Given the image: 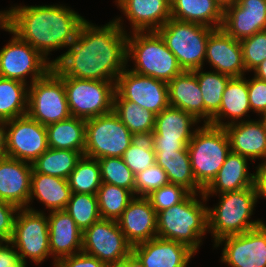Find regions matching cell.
<instances>
[{"mask_svg":"<svg viewBox=\"0 0 266 267\" xmlns=\"http://www.w3.org/2000/svg\"><path fill=\"white\" fill-rule=\"evenodd\" d=\"M122 17L96 26L85 20L69 49L50 60L59 76L116 82L127 62V39Z\"/></svg>","mask_w":266,"mask_h":267,"instance_id":"obj_1","label":"cell"},{"mask_svg":"<svg viewBox=\"0 0 266 267\" xmlns=\"http://www.w3.org/2000/svg\"><path fill=\"white\" fill-rule=\"evenodd\" d=\"M86 19L68 6H11L3 11V23L46 59L52 51L68 48Z\"/></svg>","mask_w":266,"mask_h":267,"instance_id":"obj_2","label":"cell"},{"mask_svg":"<svg viewBox=\"0 0 266 267\" xmlns=\"http://www.w3.org/2000/svg\"><path fill=\"white\" fill-rule=\"evenodd\" d=\"M197 196L190 193L181 203L157 213V236L186 244L196 253L208 233V200L203 193L202 202Z\"/></svg>","mask_w":266,"mask_h":267,"instance_id":"obj_3","label":"cell"},{"mask_svg":"<svg viewBox=\"0 0 266 267\" xmlns=\"http://www.w3.org/2000/svg\"><path fill=\"white\" fill-rule=\"evenodd\" d=\"M129 33L127 62L132 60L134 63V67L130 69L131 71L166 83H169L183 71L177 62L176 56L167 48L157 31Z\"/></svg>","mask_w":266,"mask_h":267,"instance_id":"obj_4","label":"cell"},{"mask_svg":"<svg viewBox=\"0 0 266 267\" xmlns=\"http://www.w3.org/2000/svg\"><path fill=\"white\" fill-rule=\"evenodd\" d=\"M219 202L208 208V232L214 243L226 236L242 234L259 227L263 220H252L257 197L254 186L216 194ZM251 220V221H250Z\"/></svg>","mask_w":266,"mask_h":267,"instance_id":"obj_5","label":"cell"},{"mask_svg":"<svg viewBox=\"0 0 266 267\" xmlns=\"http://www.w3.org/2000/svg\"><path fill=\"white\" fill-rule=\"evenodd\" d=\"M196 183L204 190L216 177L231 152L224 127L203 124L187 145Z\"/></svg>","mask_w":266,"mask_h":267,"instance_id":"obj_6","label":"cell"},{"mask_svg":"<svg viewBox=\"0 0 266 267\" xmlns=\"http://www.w3.org/2000/svg\"><path fill=\"white\" fill-rule=\"evenodd\" d=\"M213 28L208 26L169 19L157 32L167 48L176 56L179 66L186 71L203 68L206 46Z\"/></svg>","mask_w":266,"mask_h":267,"instance_id":"obj_7","label":"cell"},{"mask_svg":"<svg viewBox=\"0 0 266 267\" xmlns=\"http://www.w3.org/2000/svg\"><path fill=\"white\" fill-rule=\"evenodd\" d=\"M60 77L71 116L87 120L113 111L115 82Z\"/></svg>","mask_w":266,"mask_h":267,"instance_id":"obj_8","label":"cell"},{"mask_svg":"<svg viewBox=\"0 0 266 267\" xmlns=\"http://www.w3.org/2000/svg\"><path fill=\"white\" fill-rule=\"evenodd\" d=\"M10 243L27 267L26 258L37 265L51 256L49 249L48 217L32 207L18 209Z\"/></svg>","mask_w":266,"mask_h":267,"instance_id":"obj_9","label":"cell"},{"mask_svg":"<svg viewBox=\"0 0 266 267\" xmlns=\"http://www.w3.org/2000/svg\"><path fill=\"white\" fill-rule=\"evenodd\" d=\"M135 139L114 111L90 118L86 120L84 156L122 157Z\"/></svg>","mask_w":266,"mask_h":267,"instance_id":"obj_10","label":"cell"},{"mask_svg":"<svg viewBox=\"0 0 266 267\" xmlns=\"http://www.w3.org/2000/svg\"><path fill=\"white\" fill-rule=\"evenodd\" d=\"M27 115L44 126L71 117L63 79L53 69L28 86Z\"/></svg>","mask_w":266,"mask_h":267,"instance_id":"obj_11","label":"cell"},{"mask_svg":"<svg viewBox=\"0 0 266 267\" xmlns=\"http://www.w3.org/2000/svg\"><path fill=\"white\" fill-rule=\"evenodd\" d=\"M0 28L13 34L11 40L0 49V77L30 84L44 77L53 67L39 51L29 43L22 41L4 23Z\"/></svg>","mask_w":266,"mask_h":267,"instance_id":"obj_12","label":"cell"},{"mask_svg":"<svg viewBox=\"0 0 266 267\" xmlns=\"http://www.w3.org/2000/svg\"><path fill=\"white\" fill-rule=\"evenodd\" d=\"M82 251L111 265L126 258L132 252V245L117 221L100 219L83 231Z\"/></svg>","mask_w":266,"mask_h":267,"instance_id":"obj_13","label":"cell"},{"mask_svg":"<svg viewBox=\"0 0 266 267\" xmlns=\"http://www.w3.org/2000/svg\"><path fill=\"white\" fill-rule=\"evenodd\" d=\"M6 156L32 164L48 148L46 127L27 114L6 121Z\"/></svg>","mask_w":266,"mask_h":267,"instance_id":"obj_14","label":"cell"},{"mask_svg":"<svg viewBox=\"0 0 266 267\" xmlns=\"http://www.w3.org/2000/svg\"><path fill=\"white\" fill-rule=\"evenodd\" d=\"M114 99L135 102L156 115L169 106L167 83L124 69L115 82Z\"/></svg>","mask_w":266,"mask_h":267,"instance_id":"obj_15","label":"cell"},{"mask_svg":"<svg viewBox=\"0 0 266 267\" xmlns=\"http://www.w3.org/2000/svg\"><path fill=\"white\" fill-rule=\"evenodd\" d=\"M224 244L221 262L229 267H266V224L242 234L226 236L213 243Z\"/></svg>","mask_w":266,"mask_h":267,"instance_id":"obj_16","label":"cell"},{"mask_svg":"<svg viewBox=\"0 0 266 267\" xmlns=\"http://www.w3.org/2000/svg\"><path fill=\"white\" fill-rule=\"evenodd\" d=\"M221 28L238 41L266 30V0H236L227 5Z\"/></svg>","mask_w":266,"mask_h":267,"instance_id":"obj_17","label":"cell"},{"mask_svg":"<svg viewBox=\"0 0 266 267\" xmlns=\"http://www.w3.org/2000/svg\"><path fill=\"white\" fill-rule=\"evenodd\" d=\"M215 72L232 77L245 76L240 41L228 35L222 28L214 29L208 37L205 62Z\"/></svg>","mask_w":266,"mask_h":267,"instance_id":"obj_18","label":"cell"},{"mask_svg":"<svg viewBox=\"0 0 266 267\" xmlns=\"http://www.w3.org/2000/svg\"><path fill=\"white\" fill-rule=\"evenodd\" d=\"M132 252L145 267H187L196 254L186 244L158 236L132 246Z\"/></svg>","mask_w":266,"mask_h":267,"instance_id":"obj_19","label":"cell"},{"mask_svg":"<svg viewBox=\"0 0 266 267\" xmlns=\"http://www.w3.org/2000/svg\"><path fill=\"white\" fill-rule=\"evenodd\" d=\"M32 164L11 158L0 157V200L27 208L30 198Z\"/></svg>","mask_w":266,"mask_h":267,"instance_id":"obj_20","label":"cell"},{"mask_svg":"<svg viewBox=\"0 0 266 267\" xmlns=\"http://www.w3.org/2000/svg\"><path fill=\"white\" fill-rule=\"evenodd\" d=\"M117 222L132 246L157 236V213L147 197L135 196Z\"/></svg>","mask_w":266,"mask_h":267,"instance_id":"obj_21","label":"cell"},{"mask_svg":"<svg viewBox=\"0 0 266 267\" xmlns=\"http://www.w3.org/2000/svg\"><path fill=\"white\" fill-rule=\"evenodd\" d=\"M48 214L49 249L55 267L59 259L82 251L83 231L66 210L50 211Z\"/></svg>","mask_w":266,"mask_h":267,"instance_id":"obj_22","label":"cell"},{"mask_svg":"<svg viewBox=\"0 0 266 267\" xmlns=\"http://www.w3.org/2000/svg\"><path fill=\"white\" fill-rule=\"evenodd\" d=\"M132 31H157L171 19L170 0H115Z\"/></svg>","mask_w":266,"mask_h":267,"instance_id":"obj_23","label":"cell"},{"mask_svg":"<svg viewBox=\"0 0 266 267\" xmlns=\"http://www.w3.org/2000/svg\"><path fill=\"white\" fill-rule=\"evenodd\" d=\"M231 152L247 157L250 162H266V127L259 120L248 119L224 127Z\"/></svg>","mask_w":266,"mask_h":267,"instance_id":"obj_24","label":"cell"},{"mask_svg":"<svg viewBox=\"0 0 266 267\" xmlns=\"http://www.w3.org/2000/svg\"><path fill=\"white\" fill-rule=\"evenodd\" d=\"M247 157L230 152L213 181L203 190L208 198L214 194L239 191L254 186V173L248 171Z\"/></svg>","mask_w":266,"mask_h":267,"instance_id":"obj_25","label":"cell"},{"mask_svg":"<svg viewBox=\"0 0 266 267\" xmlns=\"http://www.w3.org/2000/svg\"><path fill=\"white\" fill-rule=\"evenodd\" d=\"M249 112H251V108L248 100V80L244 76L232 77L223 92L220 109L212 117L209 124L216 127H225L245 121L243 116H249L247 115ZM226 118L228 121L223 122L222 120L225 119L226 121Z\"/></svg>","mask_w":266,"mask_h":267,"instance_id":"obj_26","label":"cell"},{"mask_svg":"<svg viewBox=\"0 0 266 267\" xmlns=\"http://www.w3.org/2000/svg\"><path fill=\"white\" fill-rule=\"evenodd\" d=\"M167 86L169 106L192 114L200 122L204 120V103L194 70H183Z\"/></svg>","mask_w":266,"mask_h":267,"instance_id":"obj_27","label":"cell"},{"mask_svg":"<svg viewBox=\"0 0 266 267\" xmlns=\"http://www.w3.org/2000/svg\"><path fill=\"white\" fill-rule=\"evenodd\" d=\"M171 18L219 29L224 8L216 0H170Z\"/></svg>","mask_w":266,"mask_h":267,"instance_id":"obj_28","label":"cell"},{"mask_svg":"<svg viewBox=\"0 0 266 267\" xmlns=\"http://www.w3.org/2000/svg\"><path fill=\"white\" fill-rule=\"evenodd\" d=\"M71 194L68 179L32 173L28 207L36 197L49 211L65 210Z\"/></svg>","mask_w":266,"mask_h":267,"instance_id":"obj_29","label":"cell"},{"mask_svg":"<svg viewBox=\"0 0 266 267\" xmlns=\"http://www.w3.org/2000/svg\"><path fill=\"white\" fill-rule=\"evenodd\" d=\"M200 123L192 114L168 106L156 115L150 139L191 140ZM196 126V129L193 127ZM192 128V129H191Z\"/></svg>","mask_w":266,"mask_h":267,"instance_id":"obj_30","label":"cell"},{"mask_svg":"<svg viewBox=\"0 0 266 267\" xmlns=\"http://www.w3.org/2000/svg\"><path fill=\"white\" fill-rule=\"evenodd\" d=\"M46 127L49 148L74 150L84 155L86 120L78 117L49 124Z\"/></svg>","mask_w":266,"mask_h":267,"instance_id":"obj_31","label":"cell"},{"mask_svg":"<svg viewBox=\"0 0 266 267\" xmlns=\"http://www.w3.org/2000/svg\"><path fill=\"white\" fill-rule=\"evenodd\" d=\"M156 163L166 172L169 183L185 187L200 195L203 189L196 183L188 150L155 151Z\"/></svg>","mask_w":266,"mask_h":267,"instance_id":"obj_32","label":"cell"},{"mask_svg":"<svg viewBox=\"0 0 266 267\" xmlns=\"http://www.w3.org/2000/svg\"><path fill=\"white\" fill-rule=\"evenodd\" d=\"M114 113L136 138H149L155 128L156 114L125 99H114Z\"/></svg>","mask_w":266,"mask_h":267,"instance_id":"obj_33","label":"cell"},{"mask_svg":"<svg viewBox=\"0 0 266 267\" xmlns=\"http://www.w3.org/2000/svg\"><path fill=\"white\" fill-rule=\"evenodd\" d=\"M202 70L203 68L195 69L194 74L197 77L204 103L203 123L209 124L220 109L223 92L231 77L214 70L208 72Z\"/></svg>","mask_w":266,"mask_h":267,"instance_id":"obj_34","label":"cell"},{"mask_svg":"<svg viewBox=\"0 0 266 267\" xmlns=\"http://www.w3.org/2000/svg\"><path fill=\"white\" fill-rule=\"evenodd\" d=\"M28 86L29 83L0 77V120L27 114Z\"/></svg>","mask_w":266,"mask_h":267,"instance_id":"obj_35","label":"cell"},{"mask_svg":"<svg viewBox=\"0 0 266 267\" xmlns=\"http://www.w3.org/2000/svg\"><path fill=\"white\" fill-rule=\"evenodd\" d=\"M81 157L82 154L74 150L48 148L32 163V173L68 179Z\"/></svg>","mask_w":266,"mask_h":267,"instance_id":"obj_36","label":"cell"},{"mask_svg":"<svg viewBox=\"0 0 266 267\" xmlns=\"http://www.w3.org/2000/svg\"><path fill=\"white\" fill-rule=\"evenodd\" d=\"M68 183L72 193L97 195L102 184L98 160L82 155L70 173Z\"/></svg>","mask_w":266,"mask_h":267,"instance_id":"obj_37","label":"cell"},{"mask_svg":"<svg viewBox=\"0 0 266 267\" xmlns=\"http://www.w3.org/2000/svg\"><path fill=\"white\" fill-rule=\"evenodd\" d=\"M135 195L122 187L102 183L97 192L101 219L117 221Z\"/></svg>","mask_w":266,"mask_h":267,"instance_id":"obj_38","label":"cell"},{"mask_svg":"<svg viewBox=\"0 0 266 267\" xmlns=\"http://www.w3.org/2000/svg\"><path fill=\"white\" fill-rule=\"evenodd\" d=\"M65 210L82 231L101 219L97 195L72 193Z\"/></svg>","mask_w":266,"mask_h":267,"instance_id":"obj_39","label":"cell"},{"mask_svg":"<svg viewBox=\"0 0 266 267\" xmlns=\"http://www.w3.org/2000/svg\"><path fill=\"white\" fill-rule=\"evenodd\" d=\"M100 165L102 183L125 188L135 195V174L125 164L122 157L97 159Z\"/></svg>","mask_w":266,"mask_h":267,"instance_id":"obj_40","label":"cell"},{"mask_svg":"<svg viewBox=\"0 0 266 267\" xmlns=\"http://www.w3.org/2000/svg\"><path fill=\"white\" fill-rule=\"evenodd\" d=\"M122 159L135 175L156 163L150 138H136L123 153Z\"/></svg>","mask_w":266,"mask_h":267,"instance_id":"obj_41","label":"cell"},{"mask_svg":"<svg viewBox=\"0 0 266 267\" xmlns=\"http://www.w3.org/2000/svg\"><path fill=\"white\" fill-rule=\"evenodd\" d=\"M246 72H251L266 59V30L240 41Z\"/></svg>","mask_w":266,"mask_h":267,"instance_id":"obj_42","label":"cell"},{"mask_svg":"<svg viewBox=\"0 0 266 267\" xmlns=\"http://www.w3.org/2000/svg\"><path fill=\"white\" fill-rule=\"evenodd\" d=\"M191 192L185 187L168 183L152 191L148 196V200L156 213L171 208L172 206L181 203Z\"/></svg>","mask_w":266,"mask_h":267,"instance_id":"obj_43","label":"cell"},{"mask_svg":"<svg viewBox=\"0 0 266 267\" xmlns=\"http://www.w3.org/2000/svg\"><path fill=\"white\" fill-rule=\"evenodd\" d=\"M169 183L166 172L154 163L135 175V196H148L152 191Z\"/></svg>","mask_w":266,"mask_h":267,"instance_id":"obj_44","label":"cell"},{"mask_svg":"<svg viewBox=\"0 0 266 267\" xmlns=\"http://www.w3.org/2000/svg\"><path fill=\"white\" fill-rule=\"evenodd\" d=\"M248 100L254 113L262 115L266 111V81L254 76L248 79Z\"/></svg>","mask_w":266,"mask_h":267,"instance_id":"obj_45","label":"cell"},{"mask_svg":"<svg viewBox=\"0 0 266 267\" xmlns=\"http://www.w3.org/2000/svg\"><path fill=\"white\" fill-rule=\"evenodd\" d=\"M18 208L0 200V240L10 242L13 235L14 220Z\"/></svg>","mask_w":266,"mask_h":267,"instance_id":"obj_46","label":"cell"},{"mask_svg":"<svg viewBox=\"0 0 266 267\" xmlns=\"http://www.w3.org/2000/svg\"><path fill=\"white\" fill-rule=\"evenodd\" d=\"M55 267H107L98 258L83 251L59 259Z\"/></svg>","mask_w":266,"mask_h":267,"instance_id":"obj_47","label":"cell"},{"mask_svg":"<svg viewBox=\"0 0 266 267\" xmlns=\"http://www.w3.org/2000/svg\"><path fill=\"white\" fill-rule=\"evenodd\" d=\"M0 267H26L10 242L0 244Z\"/></svg>","mask_w":266,"mask_h":267,"instance_id":"obj_48","label":"cell"},{"mask_svg":"<svg viewBox=\"0 0 266 267\" xmlns=\"http://www.w3.org/2000/svg\"><path fill=\"white\" fill-rule=\"evenodd\" d=\"M154 151H179L188 150L187 145L191 140L150 139Z\"/></svg>","mask_w":266,"mask_h":267,"instance_id":"obj_49","label":"cell"},{"mask_svg":"<svg viewBox=\"0 0 266 267\" xmlns=\"http://www.w3.org/2000/svg\"><path fill=\"white\" fill-rule=\"evenodd\" d=\"M254 188L256 191L257 201L259 198L266 200V162H261L254 172Z\"/></svg>","mask_w":266,"mask_h":267,"instance_id":"obj_50","label":"cell"},{"mask_svg":"<svg viewBox=\"0 0 266 267\" xmlns=\"http://www.w3.org/2000/svg\"><path fill=\"white\" fill-rule=\"evenodd\" d=\"M107 267H145L139 258L131 252L126 258H124L122 261L107 265Z\"/></svg>","mask_w":266,"mask_h":267,"instance_id":"obj_51","label":"cell"},{"mask_svg":"<svg viewBox=\"0 0 266 267\" xmlns=\"http://www.w3.org/2000/svg\"><path fill=\"white\" fill-rule=\"evenodd\" d=\"M6 121L0 120V157L6 156Z\"/></svg>","mask_w":266,"mask_h":267,"instance_id":"obj_52","label":"cell"},{"mask_svg":"<svg viewBox=\"0 0 266 267\" xmlns=\"http://www.w3.org/2000/svg\"><path fill=\"white\" fill-rule=\"evenodd\" d=\"M254 77L266 81V59L261 62L257 67H255L253 70Z\"/></svg>","mask_w":266,"mask_h":267,"instance_id":"obj_53","label":"cell"},{"mask_svg":"<svg viewBox=\"0 0 266 267\" xmlns=\"http://www.w3.org/2000/svg\"><path fill=\"white\" fill-rule=\"evenodd\" d=\"M223 8L234 3L236 0H216Z\"/></svg>","mask_w":266,"mask_h":267,"instance_id":"obj_54","label":"cell"},{"mask_svg":"<svg viewBox=\"0 0 266 267\" xmlns=\"http://www.w3.org/2000/svg\"><path fill=\"white\" fill-rule=\"evenodd\" d=\"M260 120L263 122L264 126L266 127V111L260 115Z\"/></svg>","mask_w":266,"mask_h":267,"instance_id":"obj_55","label":"cell"},{"mask_svg":"<svg viewBox=\"0 0 266 267\" xmlns=\"http://www.w3.org/2000/svg\"><path fill=\"white\" fill-rule=\"evenodd\" d=\"M3 23V11H0V25Z\"/></svg>","mask_w":266,"mask_h":267,"instance_id":"obj_56","label":"cell"}]
</instances>
